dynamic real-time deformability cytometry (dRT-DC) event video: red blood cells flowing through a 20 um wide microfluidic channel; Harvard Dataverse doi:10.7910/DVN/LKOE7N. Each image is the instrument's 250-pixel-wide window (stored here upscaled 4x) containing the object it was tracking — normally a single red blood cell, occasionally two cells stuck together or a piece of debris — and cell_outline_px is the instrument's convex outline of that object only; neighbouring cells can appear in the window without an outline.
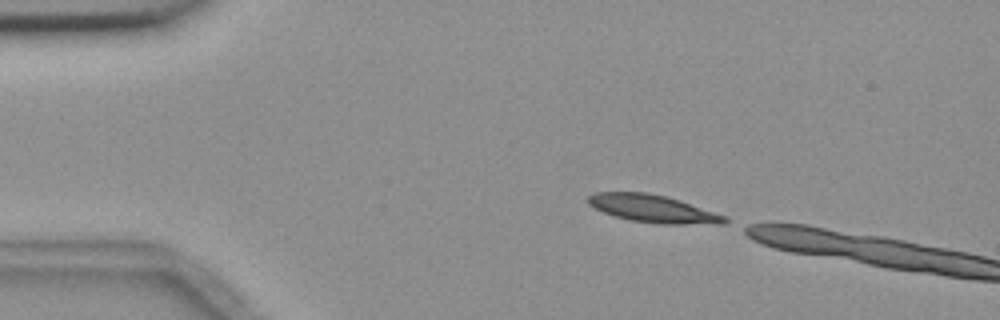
{"species": "common noctule bat (a hibernating species)", "species_latin": "Nyctalus noctula", "temperature_condition": "room temperature", "stored_images_in_passage": 2, "camera_frame_rate_fps": 3000, "um_per_image_px": 0.085, "animal": {"sex": "female", "body_mass_g": 18.4}, "frame": {"image": 1, "passage_image": 1, "time_ms": 0.0, "image_size_px": [1000, 320], "cell_outline_px": [[728, 224], [656, 224], [628, 220], [604, 212], [588, 204], [584, 200], [592, 192], [648, 192], [680, 200], [728, 216]], "centroid_in_image_um": [55.52, 17.74], "position_along_channel_um": 29.5, "area_um2": 22.31}}